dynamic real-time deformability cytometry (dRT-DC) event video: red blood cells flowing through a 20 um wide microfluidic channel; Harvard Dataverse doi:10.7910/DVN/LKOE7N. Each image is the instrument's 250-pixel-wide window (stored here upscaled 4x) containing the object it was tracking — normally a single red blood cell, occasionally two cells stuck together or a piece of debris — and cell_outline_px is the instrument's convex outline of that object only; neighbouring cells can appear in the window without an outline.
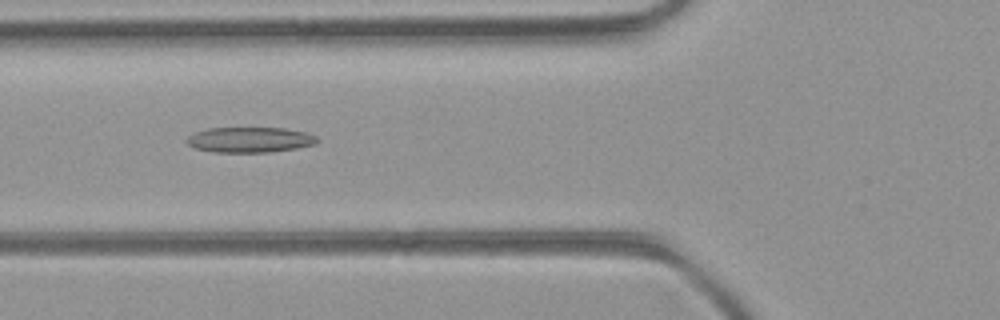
{"species": "common noctule bat (a hibernating species)", "species_latin": "Nyctalus noctula", "temperature_condition": "room temperature", "stored_images_in_passage": 52, "camera_frame_rate_fps": 3000, "um_per_image_px": 0.085, "animal": {"sex": "female", "body_mass_g": 21.9}, "frame": {"image": 1, "passage_image": 20, "time_ms": 6.333, "image_size_px": [1000, 320], "cell_outline_px": [[320, 140], [316, 144], [296, 148], [268, 152], [212, 152], [196, 148], [188, 144], [184, 140], [188, 136], [196, 132], [208, 128], [284, 128], [308, 132], [316, 136]], "centroid_in_image_um": [21.26, 11.87], "position_along_channel_um": 104.5, "area_um2": 19.36}}
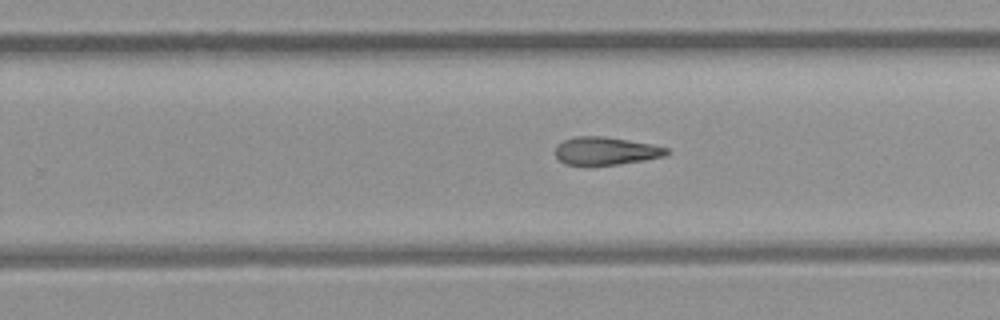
{"frame": {"image": 2, "passage_image": 33, "time_ms": 10.667, "image_size_px": [1000, 320], "cell_outline_px": [[668, 152], [664, 156], [644, 160], [616, 164], [564, 164], [556, 156], [556, 144], [564, 140], [576, 136], [604, 136], [652, 144], [668, 148]], "centroid_in_image_um": [51.48, 12.81], "position_along_channel_um": 278.3, "area_um2": 17.8}}
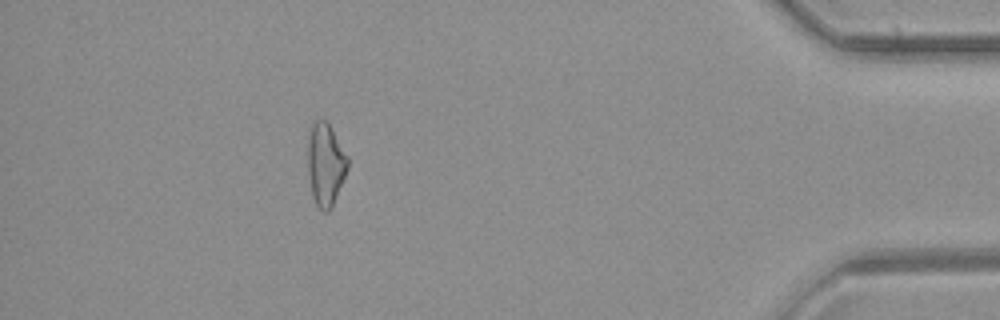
{"frame": {"image": 3, "passage_image": 47, "time_ms": 15.333, "image_size_px": [1000, 320], "cell_outline_px": [[348, 168], [332, 208], [328, 212], [324, 212], [316, 204], [312, 196], [308, 172], [308, 128], [316, 120], [328, 120], [348, 156]], "centroid_in_image_um": [27.67, 13.94], "position_along_channel_um": 407.5, "area_um2": 19.54}, "authors_computed_cell_mechanics": {"area_um2": 19.3341, "velocity_mm_per_s": 4.0063, "shape_relaxation_time_tau1_ms": null, "shape_relaxation_time_tau2_ms": 8.3327, "deformation_change_tau1": null, "deformation_change_tau2": 0.2275}}